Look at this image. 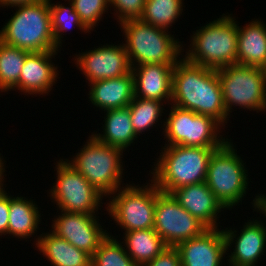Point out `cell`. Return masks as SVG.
Masks as SVG:
<instances>
[{
	"mask_svg": "<svg viewBox=\"0 0 266 266\" xmlns=\"http://www.w3.org/2000/svg\"><path fill=\"white\" fill-rule=\"evenodd\" d=\"M171 104L227 123L226 107L217 70L179 59L173 68Z\"/></svg>",
	"mask_w": 266,
	"mask_h": 266,
	"instance_id": "obj_1",
	"label": "cell"
},
{
	"mask_svg": "<svg viewBox=\"0 0 266 266\" xmlns=\"http://www.w3.org/2000/svg\"><path fill=\"white\" fill-rule=\"evenodd\" d=\"M218 148L164 146L154 165L152 181L157 188L171 193L177 188L206 181L208 164Z\"/></svg>",
	"mask_w": 266,
	"mask_h": 266,
	"instance_id": "obj_2",
	"label": "cell"
},
{
	"mask_svg": "<svg viewBox=\"0 0 266 266\" xmlns=\"http://www.w3.org/2000/svg\"><path fill=\"white\" fill-rule=\"evenodd\" d=\"M16 12L0 30V41L30 52L58 51L49 8V0L18 4Z\"/></svg>",
	"mask_w": 266,
	"mask_h": 266,
	"instance_id": "obj_3",
	"label": "cell"
},
{
	"mask_svg": "<svg viewBox=\"0 0 266 266\" xmlns=\"http://www.w3.org/2000/svg\"><path fill=\"white\" fill-rule=\"evenodd\" d=\"M223 14L193 33L185 58L211 69L237 64V21Z\"/></svg>",
	"mask_w": 266,
	"mask_h": 266,
	"instance_id": "obj_4",
	"label": "cell"
},
{
	"mask_svg": "<svg viewBox=\"0 0 266 266\" xmlns=\"http://www.w3.org/2000/svg\"><path fill=\"white\" fill-rule=\"evenodd\" d=\"M119 25L125 34L124 47L131 67L152 63L176 64L182 55L183 44L169 34L168 30L152 26L140 19L126 20Z\"/></svg>",
	"mask_w": 266,
	"mask_h": 266,
	"instance_id": "obj_5",
	"label": "cell"
},
{
	"mask_svg": "<svg viewBox=\"0 0 266 266\" xmlns=\"http://www.w3.org/2000/svg\"><path fill=\"white\" fill-rule=\"evenodd\" d=\"M89 138L72 160H65L104 197L108 195L110 199L123 180V150L100 142L93 133Z\"/></svg>",
	"mask_w": 266,
	"mask_h": 266,
	"instance_id": "obj_6",
	"label": "cell"
},
{
	"mask_svg": "<svg viewBox=\"0 0 266 266\" xmlns=\"http://www.w3.org/2000/svg\"><path fill=\"white\" fill-rule=\"evenodd\" d=\"M229 141L213 152L205 181L227 209H231L244 198L249 182L245 163L236 153L231 140Z\"/></svg>",
	"mask_w": 266,
	"mask_h": 266,
	"instance_id": "obj_7",
	"label": "cell"
},
{
	"mask_svg": "<svg viewBox=\"0 0 266 266\" xmlns=\"http://www.w3.org/2000/svg\"><path fill=\"white\" fill-rule=\"evenodd\" d=\"M217 75L228 117L234 105L257 113L266 110L264 68L233 64L217 69Z\"/></svg>",
	"mask_w": 266,
	"mask_h": 266,
	"instance_id": "obj_8",
	"label": "cell"
},
{
	"mask_svg": "<svg viewBox=\"0 0 266 266\" xmlns=\"http://www.w3.org/2000/svg\"><path fill=\"white\" fill-rule=\"evenodd\" d=\"M163 124L167 140L164 146L220 148L229 140L219 136L223 126L212 117L175 105L171 106L168 119Z\"/></svg>",
	"mask_w": 266,
	"mask_h": 266,
	"instance_id": "obj_9",
	"label": "cell"
},
{
	"mask_svg": "<svg viewBox=\"0 0 266 266\" xmlns=\"http://www.w3.org/2000/svg\"><path fill=\"white\" fill-rule=\"evenodd\" d=\"M134 186L126 184L112 193V199L107 202L108 215L116 221L125 232L153 229L155 219L156 185ZM115 196V197H114Z\"/></svg>",
	"mask_w": 266,
	"mask_h": 266,
	"instance_id": "obj_10",
	"label": "cell"
},
{
	"mask_svg": "<svg viewBox=\"0 0 266 266\" xmlns=\"http://www.w3.org/2000/svg\"><path fill=\"white\" fill-rule=\"evenodd\" d=\"M56 164L57 179L49 193L58 205L57 209L96 215L104 195L65 160Z\"/></svg>",
	"mask_w": 266,
	"mask_h": 266,
	"instance_id": "obj_11",
	"label": "cell"
},
{
	"mask_svg": "<svg viewBox=\"0 0 266 266\" xmlns=\"http://www.w3.org/2000/svg\"><path fill=\"white\" fill-rule=\"evenodd\" d=\"M154 231L167 247H176L185 240L202 235L208 228L185 210L171 193L156 186Z\"/></svg>",
	"mask_w": 266,
	"mask_h": 266,
	"instance_id": "obj_12",
	"label": "cell"
},
{
	"mask_svg": "<svg viewBox=\"0 0 266 266\" xmlns=\"http://www.w3.org/2000/svg\"><path fill=\"white\" fill-rule=\"evenodd\" d=\"M74 58L78 69L89 81L88 84L126 75L132 69L124 44L99 46Z\"/></svg>",
	"mask_w": 266,
	"mask_h": 266,
	"instance_id": "obj_13",
	"label": "cell"
},
{
	"mask_svg": "<svg viewBox=\"0 0 266 266\" xmlns=\"http://www.w3.org/2000/svg\"><path fill=\"white\" fill-rule=\"evenodd\" d=\"M52 220V231L76 248L92 256L101 241L109 234L99 223L96 215L61 211Z\"/></svg>",
	"mask_w": 266,
	"mask_h": 266,
	"instance_id": "obj_14",
	"label": "cell"
},
{
	"mask_svg": "<svg viewBox=\"0 0 266 266\" xmlns=\"http://www.w3.org/2000/svg\"><path fill=\"white\" fill-rule=\"evenodd\" d=\"M227 229H222L227 250L232 243L235 244L234 251L228 255L229 266H255L266 249V224L263 220L251 221L250 219L245 223L238 237H236V230Z\"/></svg>",
	"mask_w": 266,
	"mask_h": 266,
	"instance_id": "obj_15",
	"label": "cell"
},
{
	"mask_svg": "<svg viewBox=\"0 0 266 266\" xmlns=\"http://www.w3.org/2000/svg\"><path fill=\"white\" fill-rule=\"evenodd\" d=\"M175 248L182 266H221L223 256L227 254L224 233L219 228L207 229L202 235L185 240Z\"/></svg>",
	"mask_w": 266,
	"mask_h": 266,
	"instance_id": "obj_16",
	"label": "cell"
},
{
	"mask_svg": "<svg viewBox=\"0 0 266 266\" xmlns=\"http://www.w3.org/2000/svg\"><path fill=\"white\" fill-rule=\"evenodd\" d=\"M54 55L57 51L30 52L22 66L19 82L13 89L18 88L25 95L48 94L59 75L57 66L51 61Z\"/></svg>",
	"mask_w": 266,
	"mask_h": 266,
	"instance_id": "obj_17",
	"label": "cell"
},
{
	"mask_svg": "<svg viewBox=\"0 0 266 266\" xmlns=\"http://www.w3.org/2000/svg\"><path fill=\"white\" fill-rule=\"evenodd\" d=\"M174 65L152 63L132 67L135 97L171 102Z\"/></svg>",
	"mask_w": 266,
	"mask_h": 266,
	"instance_id": "obj_18",
	"label": "cell"
},
{
	"mask_svg": "<svg viewBox=\"0 0 266 266\" xmlns=\"http://www.w3.org/2000/svg\"><path fill=\"white\" fill-rule=\"evenodd\" d=\"M171 194L185 210L208 229L218 227V214L226 208L215 197L206 182L177 188Z\"/></svg>",
	"mask_w": 266,
	"mask_h": 266,
	"instance_id": "obj_19",
	"label": "cell"
},
{
	"mask_svg": "<svg viewBox=\"0 0 266 266\" xmlns=\"http://www.w3.org/2000/svg\"><path fill=\"white\" fill-rule=\"evenodd\" d=\"M89 99L99 109L111 110L127 107L135 97L132 72L89 84Z\"/></svg>",
	"mask_w": 266,
	"mask_h": 266,
	"instance_id": "obj_20",
	"label": "cell"
},
{
	"mask_svg": "<svg viewBox=\"0 0 266 266\" xmlns=\"http://www.w3.org/2000/svg\"><path fill=\"white\" fill-rule=\"evenodd\" d=\"M237 64L266 67V24L254 19L246 26H238Z\"/></svg>",
	"mask_w": 266,
	"mask_h": 266,
	"instance_id": "obj_21",
	"label": "cell"
},
{
	"mask_svg": "<svg viewBox=\"0 0 266 266\" xmlns=\"http://www.w3.org/2000/svg\"><path fill=\"white\" fill-rule=\"evenodd\" d=\"M35 243L36 248L53 266H91V256L88 253L53 232L42 233Z\"/></svg>",
	"mask_w": 266,
	"mask_h": 266,
	"instance_id": "obj_22",
	"label": "cell"
},
{
	"mask_svg": "<svg viewBox=\"0 0 266 266\" xmlns=\"http://www.w3.org/2000/svg\"><path fill=\"white\" fill-rule=\"evenodd\" d=\"M103 134H93L100 142L122 149H127L138 136L135 134L128 107L106 110Z\"/></svg>",
	"mask_w": 266,
	"mask_h": 266,
	"instance_id": "obj_23",
	"label": "cell"
},
{
	"mask_svg": "<svg viewBox=\"0 0 266 266\" xmlns=\"http://www.w3.org/2000/svg\"><path fill=\"white\" fill-rule=\"evenodd\" d=\"M26 199V200H25ZM24 197L10 196L8 234L16 238L29 239L40 224V212L36 203Z\"/></svg>",
	"mask_w": 266,
	"mask_h": 266,
	"instance_id": "obj_24",
	"label": "cell"
},
{
	"mask_svg": "<svg viewBox=\"0 0 266 266\" xmlns=\"http://www.w3.org/2000/svg\"><path fill=\"white\" fill-rule=\"evenodd\" d=\"M124 235L122 244L138 266L150 262L167 247L154 229L128 231Z\"/></svg>",
	"mask_w": 266,
	"mask_h": 266,
	"instance_id": "obj_25",
	"label": "cell"
},
{
	"mask_svg": "<svg viewBox=\"0 0 266 266\" xmlns=\"http://www.w3.org/2000/svg\"><path fill=\"white\" fill-rule=\"evenodd\" d=\"M30 53L0 41V91H11L19 82L22 66Z\"/></svg>",
	"mask_w": 266,
	"mask_h": 266,
	"instance_id": "obj_26",
	"label": "cell"
},
{
	"mask_svg": "<svg viewBox=\"0 0 266 266\" xmlns=\"http://www.w3.org/2000/svg\"><path fill=\"white\" fill-rule=\"evenodd\" d=\"M183 0H146L140 20L169 30L183 11Z\"/></svg>",
	"mask_w": 266,
	"mask_h": 266,
	"instance_id": "obj_27",
	"label": "cell"
},
{
	"mask_svg": "<svg viewBox=\"0 0 266 266\" xmlns=\"http://www.w3.org/2000/svg\"><path fill=\"white\" fill-rule=\"evenodd\" d=\"M164 105L159 100L134 97L127 107L130 110L132 126L137 136L149 130L150 127L156 126L154 124L159 122L158 120L164 113L162 107Z\"/></svg>",
	"mask_w": 266,
	"mask_h": 266,
	"instance_id": "obj_28",
	"label": "cell"
},
{
	"mask_svg": "<svg viewBox=\"0 0 266 266\" xmlns=\"http://www.w3.org/2000/svg\"><path fill=\"white\" fill-rule=\"evenodd\" d=\"M119 242L108 234L91 256V266H138Z\"/></svg>",
	"mask_w": 266,
	"mask_h": 266,
	"instance_id": "obj_29",
	"label": "cell"
},
{
	"mask_svg": "<svg viewBox=\"0 0 266 266\" xmlns=\"http://www.w3.org/2000/svg\"><path fill=\"white\" fill-rule=\"evenodd\" d=\"M69 3L70 7H65L59 3H51L49 0L53 38L57 48H60L62 45L61 38H63L64 31H68L74 25L85 33L90 32L81 22L79 15L74 10L73 4L70 1Z\"/></svg>",
	"mask_w": 266,
	"mask_h": 266,
	"instance_id": "obj_30",
	"label": "cell"
},
{
	"mask_svg": "<svg viewBox=\"0 0 266 266\" xmlns=\"http://www.w3.org/2000/svg\"><path fill=\"white\" fill-rule=\"evenodd\" d=\"M84 26L92 31L109 9V0H69Z\"/></svg>",
	"mask_w": 266,
	"mask_h": 266,
	"instance_id": "obj_31",
	"label": "cell"
},
{
	"mask_svg": "<svg viewBox=\"0 0 266 266\" xmlns=\"http://www.w3.org/2000/svg\"><path fill=\"white\" fill-rule=\"evenodd\" d=\"M145 3L146 0H109V5L115 8L119 23L130 19H140Z\"/></svg>",
	"mask_w": 266,
	"mask_h": 266,
	"instance_id": "obj_32",
	"label": "cell"
},
{
	"mask_svg": "<svg viewBox=\"0 0 266 266\" xmlns=\"http://www.w3.org/2000/svg\"><path fill=\"white\" fill-rule=\"evenodd\" d=\"M143 266H182L175 247H166L158 256Z\"/></svg>",
	"mask_w": 266,
	"mask_h": 266,
	"instance_id": "obj_33",
	"label": "cell"
},
{
	"mask_svg": "<svg viewBox=\"0 0 266 266\" xmlns=\"http://www.w3.org/2000/svg\"><path fill=\"white\" fill-rule=\"evenodd\" d=\"M10 195L5 191L0 196V236L8 234Z\"/></svg>",
	"mask_w": 266,
	"mask_h": 266,
	"instance_id": "obj_34",
	"label": "cell"
},
{
	"mask_svg": "<svg viewBox=\"0 0 266 266\" xmlns=\"http://www.w3.org/2000/svg\"><path fill=\"white\" fill-rule=\"evenodd\" d=\"M253 208L254 211L261 212L266 217V195L261 194L256 195L255 199L253 200Z\"/></svg>",
	"mask_w": 266,
	"mask_h": 266,
	"instance_id": "obj_35",
	"label": "cell"
},
{
	"mask_svg": "<svg viewBox=\"0 0 266 266\" xmlns=\"http://www.w3.org/2000/svg\"><path fill=\"white\" fill-rule=\"evenodd\" d=\"M34 1H38V0H0V7L5 8L6 7H10V6H15L18 4H24V3H30V2H34Z\"/></svg>",
	"mask_w": 266,
	"mask_h": 266,
	"instance_id": "obj_36",
	"label": "cell"
},
{
	"mask_svg": "<svg viewBox=\"0 0 266 266\" xmlns=\"http://www.w3.org/2000/svg\"><path fill=\"white\" fill-rule=\"evenodd\" d=\"M4 162H3V159L1 158L0 156V182L3 180V177H4V172H5V168H4Z\"/></svg>",
	"mask_w": 266,
	"mask_h": 266,
	"instance_id": "obj_37",
	"label": "cell"
},
{
	"mask_svg": "<svg viewBox=\"0 0 266 266\" xmlns=\"http://www.w3.org/2000/svg\"><path fill=\"white\" fill-rule=\"evenodd\" d=\"M3 182H4V179L0 182V196L5 192V189L3 187V185H4Z\"/></svg>",
	"mask_w": 266,
	"mask_h": 266,
	"instance_id": "obj_38",
	"label": "cell"
}]
</instances>
